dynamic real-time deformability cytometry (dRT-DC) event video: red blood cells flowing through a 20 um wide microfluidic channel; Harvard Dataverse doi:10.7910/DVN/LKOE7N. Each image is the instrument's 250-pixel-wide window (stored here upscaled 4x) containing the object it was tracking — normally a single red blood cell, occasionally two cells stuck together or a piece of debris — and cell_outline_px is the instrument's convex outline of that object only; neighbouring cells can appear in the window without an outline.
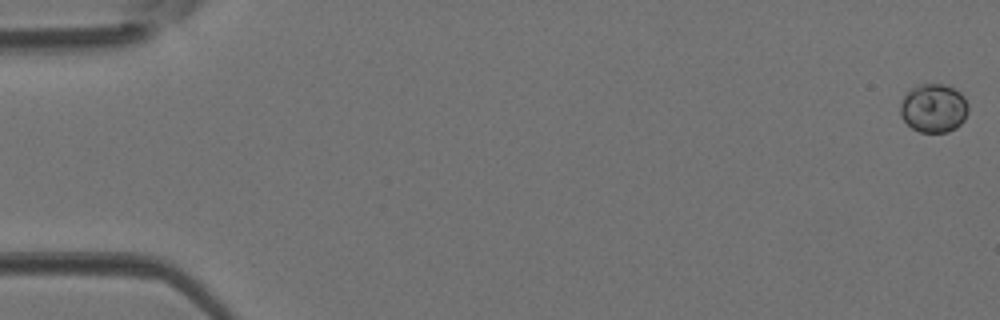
{"species": "Egyptian fruit bat (a non-hibernating species)", "species_latin": "Rousettus aegyptiacus", "temperature_condition": "room temperature", "stored_images_in_passage": 44, "camera_frame_rate_fps": 3000, "um_per_image_px": 0.085, "animal": {"sex": "female"}, "frame": {"image": 1, "passage_image": 1, "time_ms": 0.0, "image_size_px": [1000, 320], "cell_outline_px": [[968, 112], [964, 120], [956, 128], [948, 132], [920, 132], [912, 128], [900, 116], [900, 104], [904, 96], [912, 88], [920, 84], [944, 84], [960, 92], [964, 96], [968, 104]], "centroid_in_image_um": [79.37, 9.2], "position_along_channel_um": 5.6, "area_um2": 19.31}}
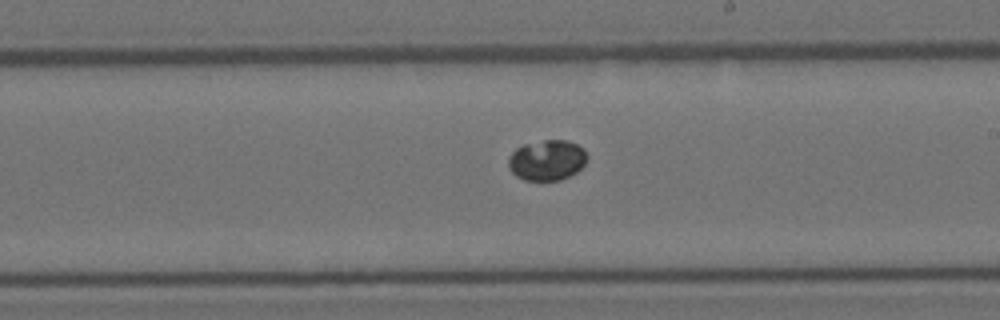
{"frame": {"image": 2, "passage_image": 26, "time_ms": 8.333, "image_size_px": [1000, 320], "cell_outline_px": [[588, 156], [584, 164], [576, 172], [560, 180], [524, 180], [516, 176], [508, 168], [508, 156], [516, 148], [524, 144], [544, 140], [568, 140], [584, 148]], "centroid_in_image_um": [46.48, 13.6], "position_along_channel_um": 242.5, "area_um2": 18.67}}
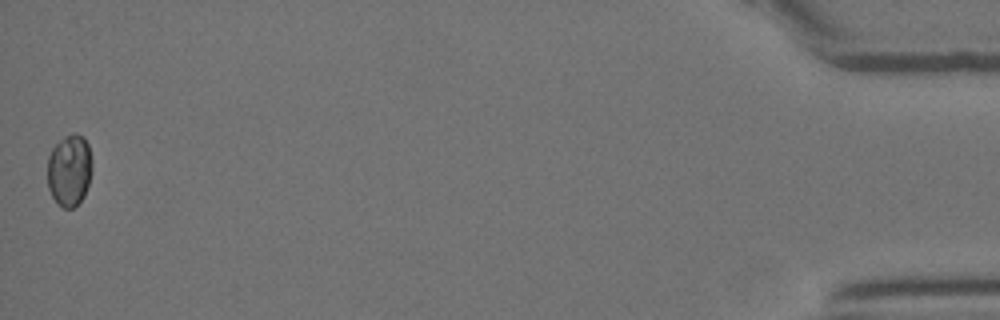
{"frame": {"image": 3, "passage_image": 44, "time_ms": 14.333, "image_size_px": [1000, 320], "cell_outline_px": [[92, 172], [84, 196], [72, 208], [64, 208], [52, 196], [48, 188], [48, 156], [52, 148], [64, 136], [72, 132], [76, 132], [84, 136], [88, 144], [92, 160]], "centroid_in_image_um": [5.91, 14.42], "position_along_channel_um": 429.3, "area_um2": 18.79}}